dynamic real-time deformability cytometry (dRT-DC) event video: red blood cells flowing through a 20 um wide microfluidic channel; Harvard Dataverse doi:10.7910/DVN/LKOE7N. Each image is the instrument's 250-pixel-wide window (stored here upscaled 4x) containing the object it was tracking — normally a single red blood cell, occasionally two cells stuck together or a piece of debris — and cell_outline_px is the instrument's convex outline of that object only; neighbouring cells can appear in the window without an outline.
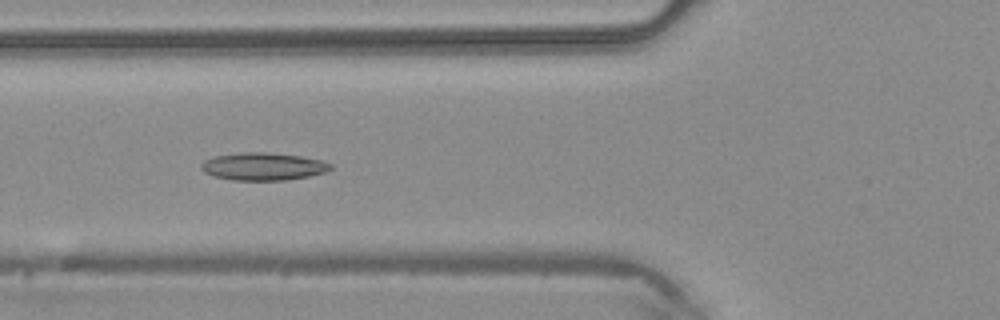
{"species": "common noctule bat (a hibernating species)", "species_latin": "Nyctalus noctula", "temperature_condition": "warm", "stored_images_in_passage": 37, "camera_frame_rate_fps": 3000, "um_per_image_px": 0.085, "animal": {"sex": "male", "body_mass_g": 20.4}, "frame": {"image": 1, "passage_image": 9, "time_ms": 2.667, "image_size_px": [1000, 320], "cell_outline_px": [[332, 168], [324, 172], [308, 176], [288, 180], [232, 180], [212, 176], [204, 172], [200, 168], [200, 164], [204, 160], [216, 156], [244, 152], [264, 152], [300, 156], [320, 160], [332, 164]], "centroid_in_image_um": [22.33, 14.15], "position_along_channel_um": 103.5, "area_um2": 20.75}}
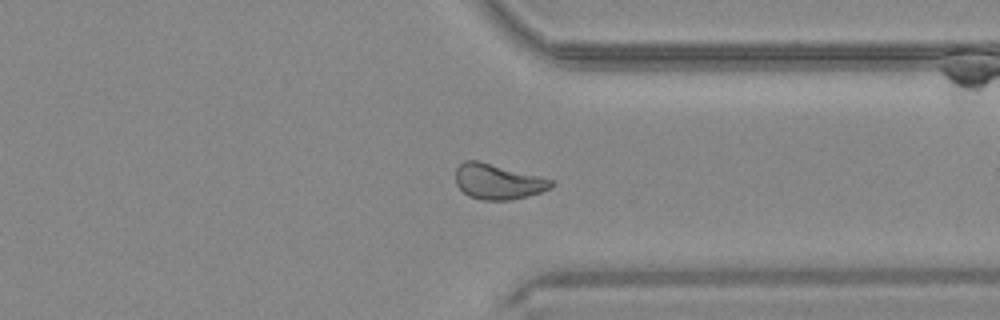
{"frame": {"image": 2, "passage_image": 27, "time_ms": 8.667, "image_size_px": [1000, 320], "cell_outline_px": [[556, 184], [552, 188], [528, 196], [508, 200], [480, 200], [468, 196], [456, 184], [456, 168], [464, 160], [476, 160], [552, 180]], "centroid_in_image_um": [42.3, 15.45], "position_along_channel_um": 369.1, "area_um2": 19.42}}
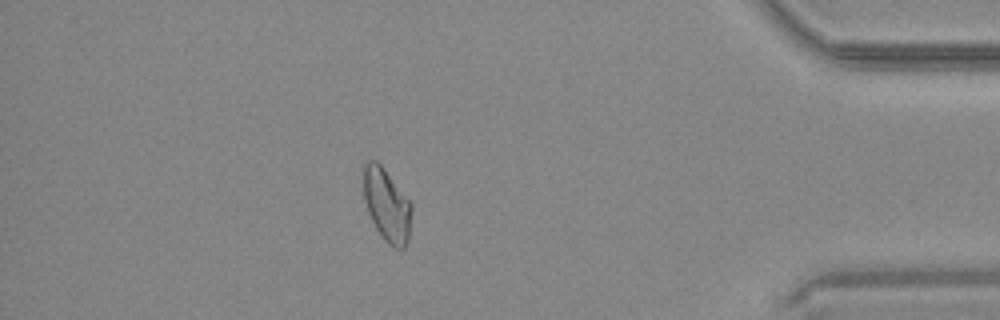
{"frame": {"image": 3, "passage_image": 32, "time_ms": 10.333, "image_size_px": [1000, 320], "cell_outline_px": [[412, 208], [408, 240], [404, 248], [392, 248], [384, 240], [376, 228], [368, 212], [364, 196], [364, 164], [368, 160], [376, 160], [384, 168], [412, 204]], "centroid_in_image_um": [32.89, 17.44], "position_along_channel_um": 402.3, "area_um2": 20.23}}